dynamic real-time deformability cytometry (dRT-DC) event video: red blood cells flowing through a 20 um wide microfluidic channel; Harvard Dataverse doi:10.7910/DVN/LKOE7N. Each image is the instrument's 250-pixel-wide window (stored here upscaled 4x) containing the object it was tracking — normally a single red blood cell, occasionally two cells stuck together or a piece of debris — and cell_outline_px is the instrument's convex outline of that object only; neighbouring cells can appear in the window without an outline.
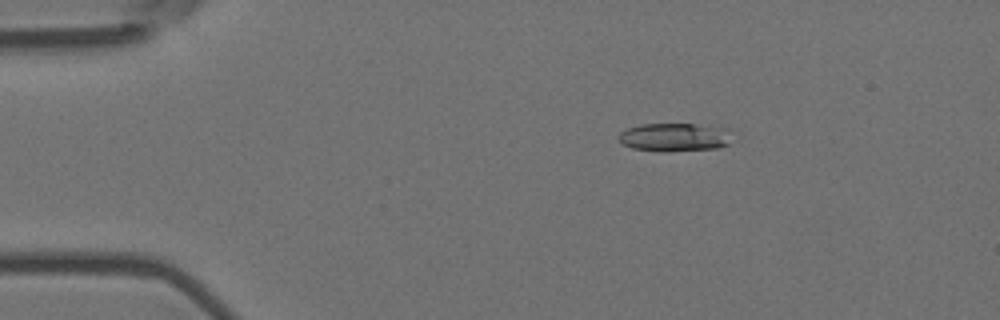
{"species": "Egyptian fruit bat (a non-hibernating species)", "species_latin": "Rousettus aegyptiacus", "temperature_condition": "room temperature", "stored_images_in_passage": 47, "camera_frame_rate_fps": 3000, "um_per_image_px": 0.085, "animal": {"sex": "female"}, "frame": {"image": 1, "passage_image": 1, "time_ms": 0.0, "image_size_px": [1000, 320], "cell_outline_px": [[728, 144], [716, 148], [632, 148], [616, 140], [616, 136], [620, 132], [628, 128], [640, 124], [696, 124], [728, 128]], "centroid_in_image_um": [57.28, 11.59], "position_along_channel_um": 27.7, "area_um2": 17.51}}
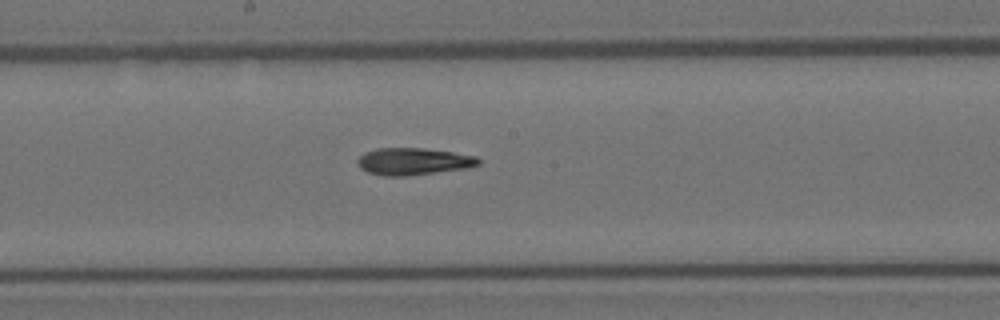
{"frame": {"image": 2, "passage_image": 21, "time_ms": 6.667, "image_size_px": [1000, 320], "cell_outline_px": [[480, 164], [468, 168], [408, 176], [384, 176], [368, 172], [360, 168], [356, 160], [364, 152], [376, 148], [424, 148], [452, 152], [476, 156], [480, 160]], "centroid_in_image_um": [35.12, 13.72], "position_along_channel_um": 213.1, "area_um2": 19.19}}
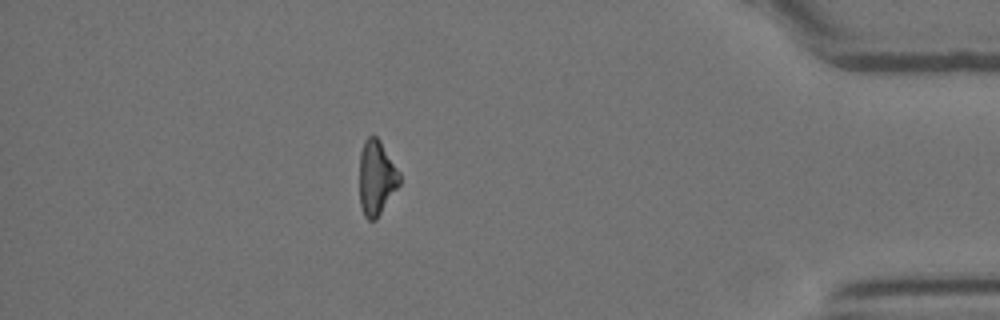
{"frame": {"image": 3, "passage_image": 40, "time_ms": 13.0, "image_size_px": [1000, 320], "cell_outline_px": [[400, 184], [376, 220], [368, 220], [364, 216], [360, 204], [360, 152], [364, 140], [368, 136], [376, 136], [380, 140], [400, 172]], "centroid_in_image_um": [32.0, 15.11], "position_along_channel_um": 403.2, "area_um2": 17.51}, "authors_computed_cell_mechanics": {"area_um2": 18.7272, "velocity_mm_per_s": 3.6945, "shape_relaxation_time_tau1_ms": null, "shape_relaxation_time_tau2_ms": 8.1338, "deformation_change_tau1": null, "deformation_change_tau2": 0.1885}}